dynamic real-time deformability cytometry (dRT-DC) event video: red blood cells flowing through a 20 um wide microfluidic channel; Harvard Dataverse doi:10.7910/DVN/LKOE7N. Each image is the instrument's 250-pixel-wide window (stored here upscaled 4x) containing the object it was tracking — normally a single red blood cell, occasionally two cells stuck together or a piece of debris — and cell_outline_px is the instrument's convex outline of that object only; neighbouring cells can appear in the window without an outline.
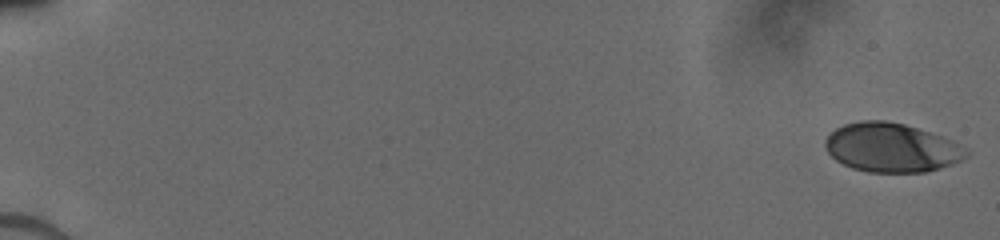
{"species": "human", "species_latin": "Homo sapiens", "temperature_condition": "cold", "stored_images_in_passage": 26, "camera_frame_rate_fps": 3000, "um_per_image_px": 0.085, "donor": {"sex": "male"}, "frame": {"image": 1, "passage_image": 1, "time_ms": 0.0, "image_size_px": [1000, 240], "cell_outline_px": [[972, 152], [968, 156], [952, 164], [940, 168], [924, 172], [868, 172], [852, 168], [836, 160], [828, 152], [824, 144], [824, 140], [836, 128], [844, 124], [860, 120], [884, 120], [904, 124], [952, 140]], "centroid_in_image_um": [75.78, 12.55], "position_along_channel_um": 9.2, "area_um2": 40.17}}
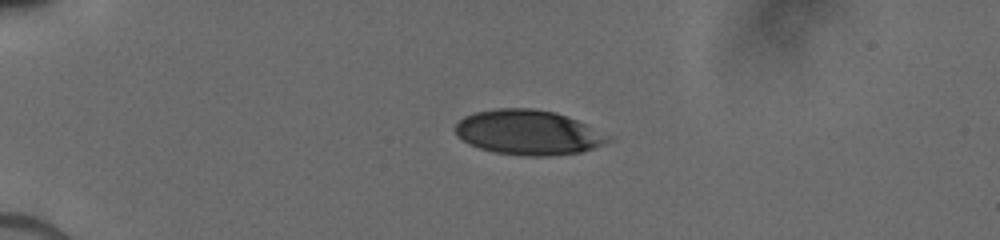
{"frame": {"image": 2, "passage_image": 17, "time_ms": 4.333, "image_size_px": [1000, 240], "cell_outline_px": [[612, 140], [592, 148], [580, 152], [548, 156], [524, 156], [496, 152], [480, 148], [468, 144], [456, 136], [456, 124], [464, 116], [476, 112], [496, 108], [532, 108], [556, 112], [576, 120], [608, 136]], "centroid_in_image_um": [44.84, 11.25], "position_along_channel_um": 40.2, "area_um2": 39.54}}